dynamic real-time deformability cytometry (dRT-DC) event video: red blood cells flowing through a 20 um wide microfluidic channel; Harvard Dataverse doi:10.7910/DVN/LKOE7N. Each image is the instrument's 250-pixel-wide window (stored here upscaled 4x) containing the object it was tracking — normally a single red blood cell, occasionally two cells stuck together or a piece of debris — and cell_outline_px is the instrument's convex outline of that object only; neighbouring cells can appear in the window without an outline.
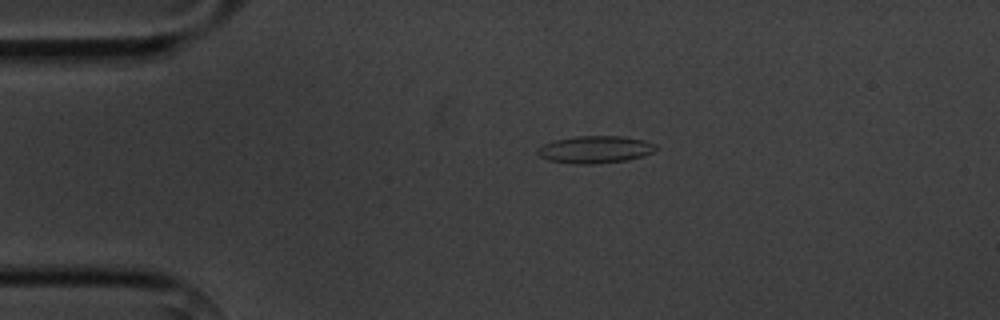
{"species": "common noctule bat (a hibernating species)", "species_latin": "Nyctalus noctula", "temperature_condition": "cold", "stored_images_in_passage": 4, "camera_frame_rate_fps": 3000, "um_per_image_px": 0.085, "animal": {"sex": "male", "body_mass_g": 20.1, "forearm_length_mm": 53.5}, "frame": {"image": 1, "passage_image": 3, "time_ms": 2.333, "image_size_px": [1000, 320], "cell_outline_px": [[656, 148], [652, 152], [628, 160], [592, 164], [572, 164], [548, 160], [540, 156], [536, 152], [536, 148], [544, 144], [556, 140], [576, 136], [624, 136], [644, 140], [656, 144]], "centroid_in_image_um": [50.56, 12.71], "position_along_channel_um": 34.4, "area_um2": 18.79}}